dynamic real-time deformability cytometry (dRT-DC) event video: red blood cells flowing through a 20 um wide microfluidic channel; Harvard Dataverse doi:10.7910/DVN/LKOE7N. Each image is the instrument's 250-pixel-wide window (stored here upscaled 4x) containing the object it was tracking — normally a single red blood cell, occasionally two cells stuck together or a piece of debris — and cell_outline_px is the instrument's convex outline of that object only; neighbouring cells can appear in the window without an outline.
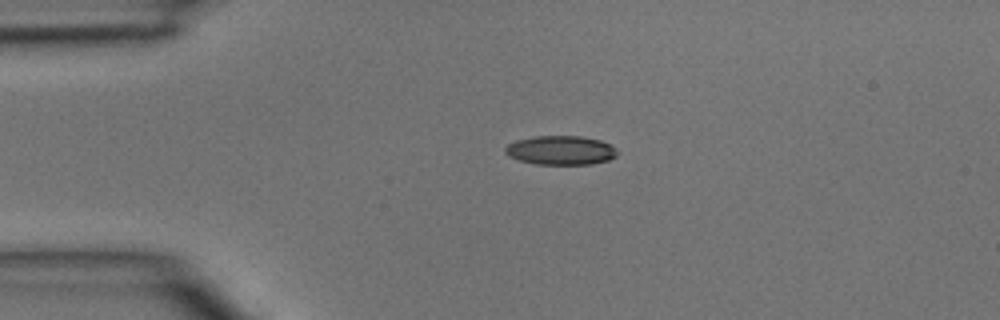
{"species": "common noctule bat (a hibernating species)", "species_latin": "Nyctalus noctula", "temperature_condition": "room temperature", "stored_images_in_passage": 36, "camera_frame_rate_fps": 3000, "um_per_image_px": 0.085, "animal": {"sex": "male", "body_mass_g": 15.6}, "frame": {"image": 1, "passage_image": 1, "time_ms": 0.0, "image_size_px": [1000, 320], "cell_outline_px": [[620, 152], [616, 156], [608, 160], [592, 164], [536, 164], [520, 160], [508, 156], [504, 152], [504, 148], [508, 144], [516, 140], [536, 136], [580, 136], [600, 140], [612, 144]], "centroid_in_image_um": [47.69, 12.77], "position_along_channel_um": 37.3, "area_um2": 19.13}}
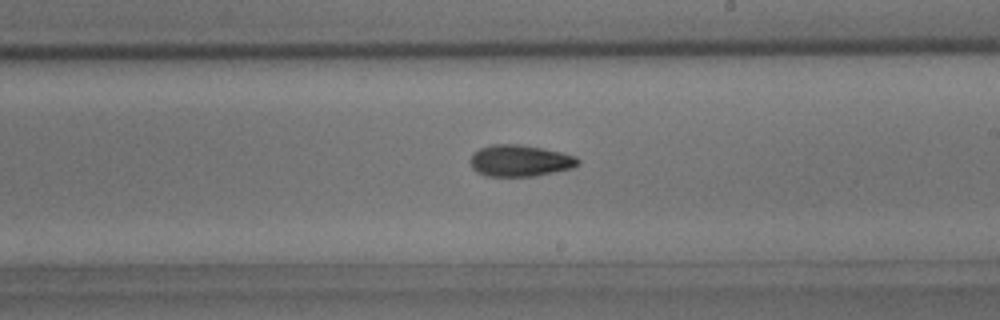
{"frame": {"image": 2, "passage_image": 17, "time_ms": 5.333, "image_size_px": [1000, 320], "cell_outline_px": [[580, 164], [572, 168], [532, 176], [484, 176], [476, 172], [472, 168], [468, 160], [472, 152], [480, 148], [492, 144], [520, 144], [560, 152], [576, 156], [580, 160]], "centroid_in_image_um": [44.14, 13.66], "position_along_channel_um": 244.9, "area_um2": 19.94}}
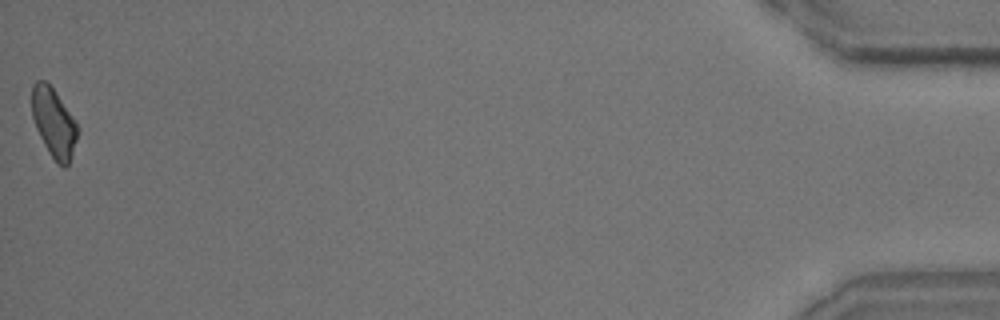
{"frame": {"image": 3, "passage_image": 36, "time_ms": 11.667, "image_size_px": [1000, 320], "cell_outline_px": [[80, 132], [72, 156], [68, 164], [64, 168], [52, 156], [44, 144], [36, 128], [32, 116], [32, 84], [36, 80], [44, 80], [52, 88], [76, 120]], "centroid_in_image_um": [4.6, 10.42], "position_along_channel_um": 430.6, "area_um2": 18.32}}